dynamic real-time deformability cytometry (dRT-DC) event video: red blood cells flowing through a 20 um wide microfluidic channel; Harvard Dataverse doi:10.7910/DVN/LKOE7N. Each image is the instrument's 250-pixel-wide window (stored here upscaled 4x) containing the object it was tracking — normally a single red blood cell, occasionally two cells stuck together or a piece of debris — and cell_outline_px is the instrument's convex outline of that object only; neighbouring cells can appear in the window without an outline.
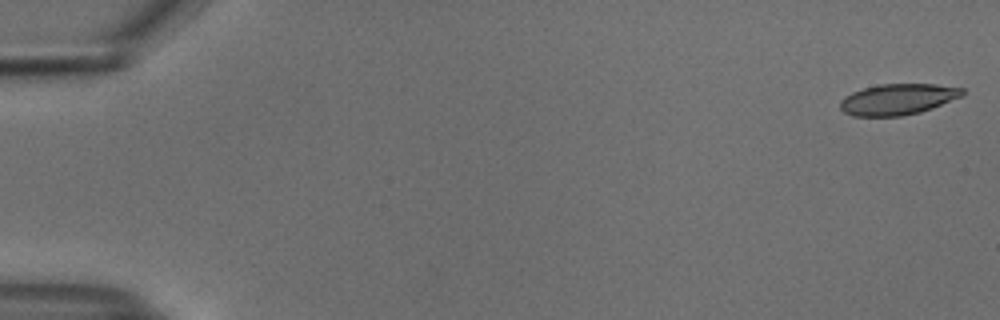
{"species": "common noctule bat (a hibernating species)", "species_latin": "Nyctalus noctula", "temperature_condition": "cold", "stored_images_in_passage": 52, "camera_frame_rate_fps": 3000, "um_per_image_px": 0.085, "animal": {"sex": "male", "body_mass_g": 18.8}, "frame": {"image": 1, "passage_image": 1, "time_ms": 0.0, "image_size_px": [1000, 320], "cell_outline_px": [[964, 96], [932, 108], [920, 112], [900, 116], [852, 116], [844, 112], [840, 108], [840, 100], [844, 96], [852, 92], [864, 88], [880, 84], [936, 84], [964, 88]], "centroid_in_image_um": [76.32, 8.44], "position_along_channel_um": 8.7, "area_um2": 22.2}}
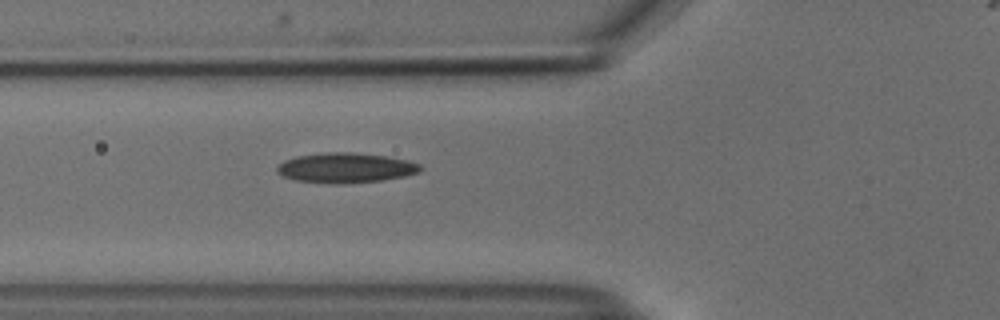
{"frame": {"image": 2, "passage_image": 20, "time_ms": 6.333, "image_size_px": [1000, 320], "cell_outline_px": [[424, 168], [420, 172], [404, 176], [384, 180], [344, 184], [332, 184], [296, 180], [284, 176], [276, 172], [276, 168], [284, 160], [296, 156], [328, 152], [352, 152], [388, 156], [408, 160], [420, 164]], "centroid_in_image_um": [29.42, 14.27], "position_along_channel_um": 96.4, "area_um2": 25.26}}
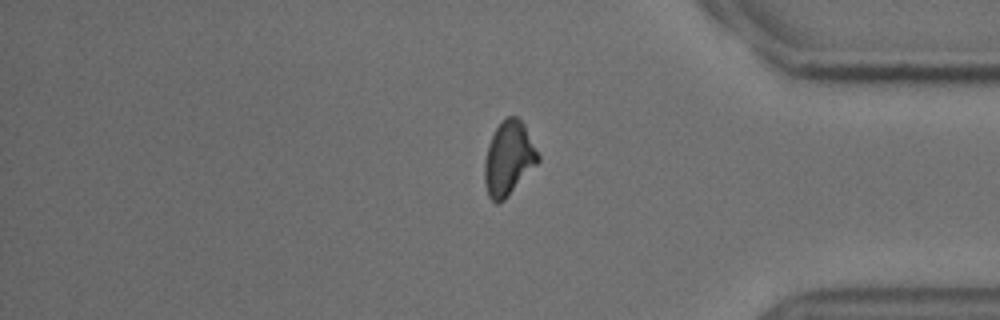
{"frame": {"image": 3, "passage_image": 45, "time_ms": 14.667, "image_size_px": [1000, 320], "cell_outline_px": [[540, 160], [508, 196], [504, 200], [496, 204], [488, 196], [484, 180], [484, 164], [488, 144], [496, 128], [508, 116], [516, 116], [524, 124], [540, 156]], "centroid_in_image_um": [43.23, 13.48], "position_along_channel_um": 392.0, "area_um2": 22.83}}